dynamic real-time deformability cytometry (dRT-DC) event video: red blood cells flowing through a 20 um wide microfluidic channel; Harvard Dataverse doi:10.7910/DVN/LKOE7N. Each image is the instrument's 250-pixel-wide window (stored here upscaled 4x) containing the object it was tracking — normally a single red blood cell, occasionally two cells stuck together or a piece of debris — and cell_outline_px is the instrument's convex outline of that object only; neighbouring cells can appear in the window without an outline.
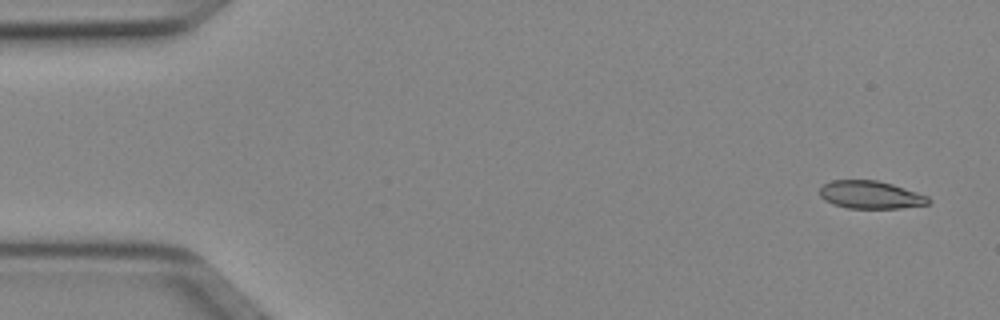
{"species": "Egyptian fruit bat (a non-hibernating species)", "species_latin": "Rousettus aegyptiacus", "temperature_condition": "cold", "stored_images_in_passage": 11, "camera_frame_rate_fps": 3000, "um_per_image_px": 0.085, "animal": {"sex": "female"}, "frame": {"image": 1, "passage_image": 3, "time_ms": 0.667, "image_size_px": [1000, 320], "cell_outline_px": [[932, 200], [928, 204], [900, 208], [848, 208], [832, 204], [824, 200], [820, 196], [820, 188], [824, 184], [832, 180], [876, 180], [892, 184], [928, 196]], "centroid_in_image_um": [73.98, 16.56], "position_along_channel_um": 11.0, "area_um2": 17.57}}